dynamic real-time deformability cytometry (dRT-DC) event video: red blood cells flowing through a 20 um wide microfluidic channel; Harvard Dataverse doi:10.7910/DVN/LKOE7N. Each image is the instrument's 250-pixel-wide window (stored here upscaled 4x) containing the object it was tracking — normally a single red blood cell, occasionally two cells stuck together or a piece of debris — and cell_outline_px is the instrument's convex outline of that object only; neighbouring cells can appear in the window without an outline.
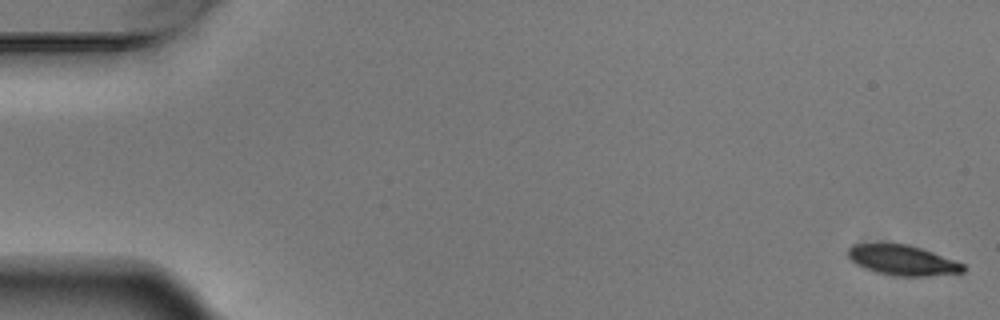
{"species": "Egyptian fruit bat (a non-hibernating species)", "species_latin": "Rousettus aegyptiacus", "temperature_condition": "warm", "stored_images_in_passage": 10, "camera_frame_rate_fps": 3000, "um_per_image_px": 0.085, "animal": {"sex": "male"}, "frame": {"image": 1, "passage_image": 1, "time_ms": 0.0, "image_size_px": [1000, 320], "cell_outline_px": [[964, 272], [928, 276], [892, 276], [876, 272], [864, 268], [856, 264], [848, 256], [848, 248], [852, 244], [908, 244], [932, 252], [964, 264]], "centroid_in_image_um": [76.69, 22.13], "position_along_channel_um": 8.3, "area_um2": 20.06}}
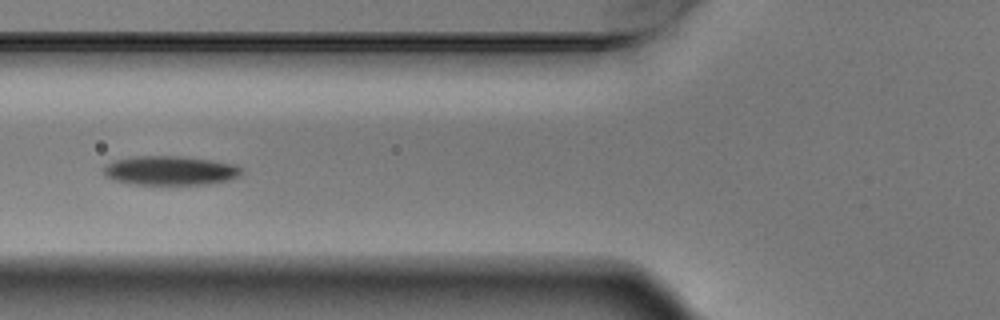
{"frame": {"image": 2, "passage_image": 6, "time_ms": 1.667, "image_size_px": [1000, 320], "cell_outline_px": [[244, 172], [228, 180], [208, 184], [136, 184], [112, 180], [104, 176], [104, 168], [108, 164], [116, 160], [136, 156], [180, 156], [212, 160], [236, 164], [244, 168]], "centroid_in_image_um": [14.5, 14.49], "position_along_channel_um": 111.3, "area_um2": 23.41}}
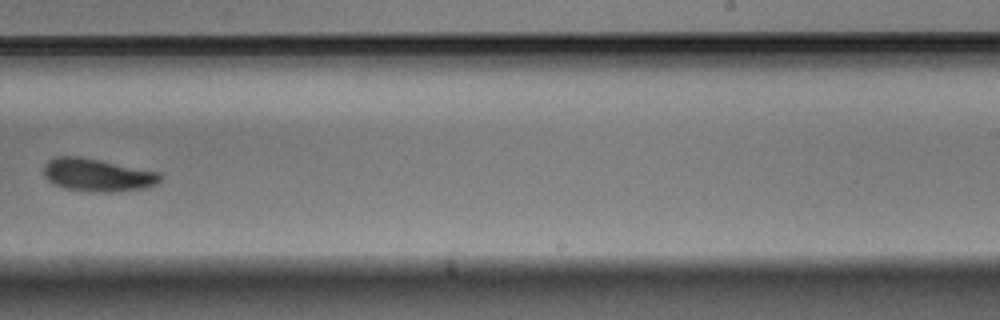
{"frame": {"image": 3, "passage_image": 10, "time_ms": 3.0, "image_size_px": [1000, 320], "cell_outline_px": [[164, 176], [156, 184], [144, 188], [112, 192], [92, 192], [64, 188], [52, 184], [44, 176], [44, 164], [48, 160], [56, 156], [80, 156], [160, 172]], "centroid_in_image_um": [8.27, 14.87], "position_along_channel_um": 280.7, "area_um2": 22.48}}